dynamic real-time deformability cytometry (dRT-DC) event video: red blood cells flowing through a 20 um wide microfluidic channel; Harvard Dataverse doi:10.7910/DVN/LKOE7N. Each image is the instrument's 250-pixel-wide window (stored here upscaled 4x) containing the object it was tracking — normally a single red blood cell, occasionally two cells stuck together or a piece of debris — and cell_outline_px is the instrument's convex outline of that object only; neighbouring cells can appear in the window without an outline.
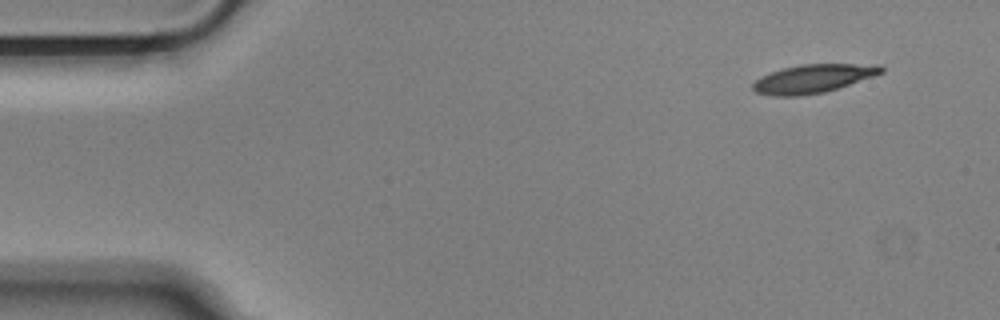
{"species": "Egyptian fruit bat (a non-hibernating species)", "species_latin": "Rousettus aegyptiacus", "temperature_condition": "cold", "stored_images_in_passage": 51, "camera_frame_rate_fps": 3000, "um_per_image_px": 0.085, "animal": {"sex": "male"}, "frame": {"image": 1, "passage_image": 1, "time_ms": 0.0, "image_size_px": [1000, 320], "cell_outline_px": [[884, 72], [824, 92], [800, 96], [772, 96], [756, 92], [752, 88], [752, 84], [756, 80], [772, 72], [784, 68], [800, 64], [880, 64], [884, 68]], "centroid_in_image_um": [69.11, 6.68], "position_along_channel_um": 15.9, "area_um2": 20.98}}
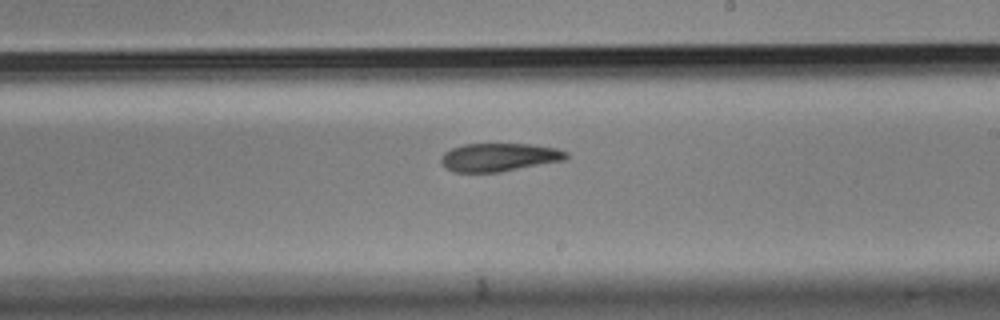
{"frame": {"image": 2, "passage_image": 28, "time_ms": 9.0, "image_size_px": [1000, 320], "cell_outline_px": [[568, 156], [564, 160], [500, 172], [452, 172], [444, 168], [440, 160], [440, 156], [444, 152], [452, 148], [464, 144], [532, 144], [556, 148], [568, 152]], "centroid_in_image_um": [42.38, 13.37], "position_along_channel_um": 246.6, "area_um2": 20.69}}
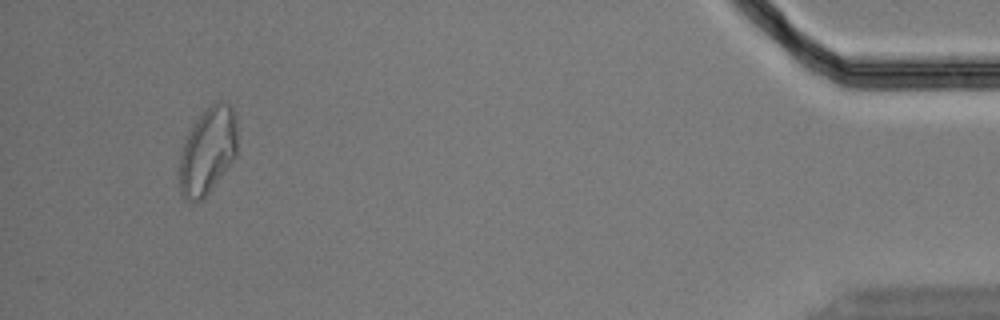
{"frame": {"image": 3, "passage_image": 48, "time_ms": 15.667, "image_size_px": [1000, 320], "cell_outline_px": [[236, 156], [208, 192], [200, 200], [184, 200], [180, 192], [180, 152], [188, 132], [200, 112], [216, 100], [224, 100], [232, 108], [236, 116]], "centroid_in_image_um": [17.65, 12.75], "position_along_channel_um": 417.6, "area_um2": 29.25}, "authors_computed_cell_mechanics": {"area_um2": 22.1952, "velocity_mm_per_s": 3.6498, "shape_relaxation_time_tau1_ms": 9.2337, "shape_relaxation_time_tau2_ms": 9.4026, "deformation_change_tau1": 0.2265, "deformation_change_tau2": 0.1881}}